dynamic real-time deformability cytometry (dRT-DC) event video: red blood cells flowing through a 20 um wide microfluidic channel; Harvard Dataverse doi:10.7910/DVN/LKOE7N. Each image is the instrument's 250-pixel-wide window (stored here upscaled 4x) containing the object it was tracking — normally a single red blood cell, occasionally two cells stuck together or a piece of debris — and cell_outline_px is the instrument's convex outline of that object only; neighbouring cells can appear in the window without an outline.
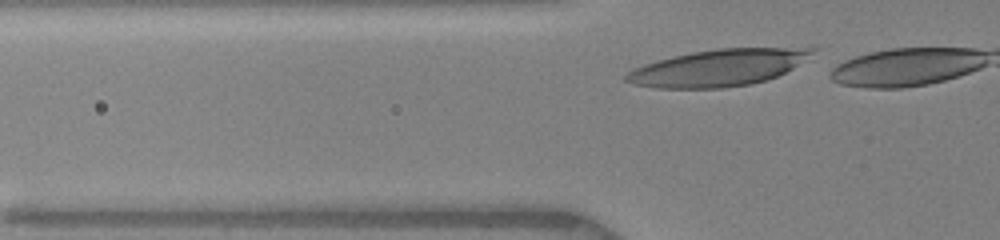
{"species": "human", "species_latin": "Homo sapiens", "temperature_condition": "warm", "stored_images_in_passage": 8, "camera_frame_rate_fps": 3000, "um_per_image_px": 0.085, "donor": {"sex": "female"}, "frame": {"image": 1, "passage_image": 5, "time_ms": 0.667, "image_size_px": [1000, 240], "cell_outline_px": [[816, 48], [812, 60], [776, 76], [752, 84], [720, 88], [656, 88], [632, 84], [624, 80], [624, 76], [632, 68], [656, 60], [672, 56], [692, 52], [720, 48]], "centroid_in_image_um": [61.08, 5.76], "position_along_channel_um": 64.7, "area_um2": 40.17}}